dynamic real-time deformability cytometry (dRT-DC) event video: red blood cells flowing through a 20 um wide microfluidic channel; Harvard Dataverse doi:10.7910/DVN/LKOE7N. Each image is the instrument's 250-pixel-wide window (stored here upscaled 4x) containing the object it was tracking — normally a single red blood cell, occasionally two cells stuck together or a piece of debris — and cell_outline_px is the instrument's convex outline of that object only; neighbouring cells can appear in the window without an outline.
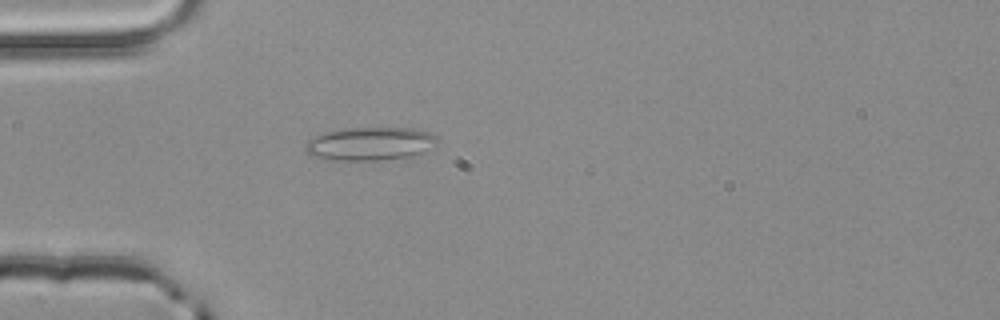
{"species": "common noctule bat (a hibernating species)", "species_latin": "Nyctalus noctula", "temperature_condition": "room temperature", "stored_images_in_passage": 1, "camera_frame_rate_fps": 3000, "um_per_image_px": 0.085, "animal": {"sex": "male", "body_mass_g": 20.4}, "frame": {"image": 1, "passage_image": 1, "time_ms": 0.0, "image_size_px": [1000, 320], "cell_outline_px": [[436, 140], [424, 152], [412, 156], [376, 160], [332, 160], [308, 156], [304, 148], [304, 144], [312, 136], [324, 132], [340, 128], [412, 128], [428, 132], [436, 136]], "centroid_in_image_um": [31.33, 12.21], "position_along_channel_um": 53.7, "area_um2": 25.66}}